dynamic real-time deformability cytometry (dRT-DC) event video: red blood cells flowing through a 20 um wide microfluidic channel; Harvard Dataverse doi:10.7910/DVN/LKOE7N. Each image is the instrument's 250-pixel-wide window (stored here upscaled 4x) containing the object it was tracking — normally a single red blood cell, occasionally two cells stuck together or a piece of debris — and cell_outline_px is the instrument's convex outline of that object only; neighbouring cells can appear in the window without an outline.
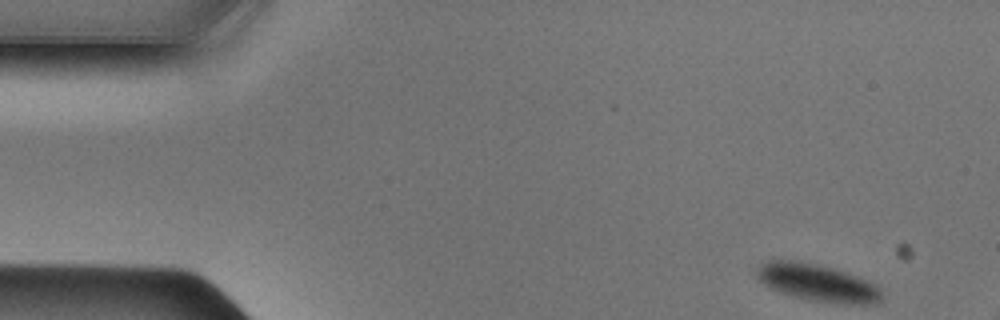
{"species": "Egyptian fruit bat (a non-hibernating species)", "species_latin": "Rousettus aegyptiacus", "temperature_condition": "cold", "stored_images_in_passage": 10, "camera_frame_rate_fps": 3000, "um_per_image_px": 0.085, "animal": {"sex": "male"}, "frame": {"image": 1, "passage_image": 1, "time_ms": 0.0, "image_size_px": [1000, 320], "cell_outline_px": [[884, 296], [876, 304], [836, 304], [808, 300], [792, 296], [780, 292], [764, 284], [756, 276], [756, 268], [760, 264], [768, 260], [800, 260], [844, 272], [856, 276], [876, 284], [880, 288]], "centroid_in_image_um": [69.49, 24.05], "position_along_channel_um": 15.5, "area_um2": 27.28}}